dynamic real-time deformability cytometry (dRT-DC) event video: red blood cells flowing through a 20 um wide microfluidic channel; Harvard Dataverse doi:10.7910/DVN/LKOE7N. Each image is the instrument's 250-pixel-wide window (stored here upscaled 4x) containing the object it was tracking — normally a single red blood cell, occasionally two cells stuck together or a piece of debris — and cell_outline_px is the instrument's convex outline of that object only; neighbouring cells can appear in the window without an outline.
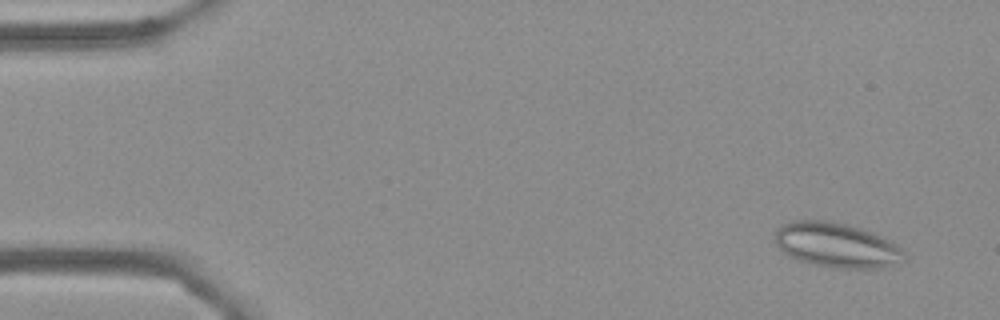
{"species": "Egyptian fruit bat (a non-hibernating species)", "species_latin": "Rousettus aegyptiacus", "temperature_condition": "cold", "stored_images_in_passage": 56, "camera_frame_rate_fps": 3000, "um_per_image_px": 0.085, "frame": {"image": 1, "passage_image": 4, "time_ms": 1.0, "image_size_px": [1000, 320], "cell_outline_px": [[904, 256], [880, 268], [836, 268], [816, 264], [800, 260], [788, 256], [776, 244], [776, 228], [784, 224], [796, 220], [832, 220], [848, 224], [872, 232], [880, 236], [900, 248], [904, 252]], "centroid_in_image_um": [71.03, 20.8], "position_along_channel_um": 14.0, "area_um2": 32.95}}
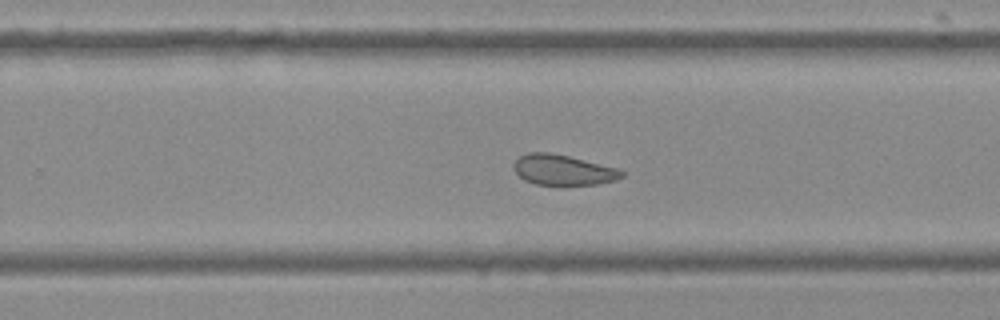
{"frame": {"image": 2, "passage_image": 36, "time_ms": 11.667, "image_size_px": [1000, 320], "cell_outline_px": [[624, 176], [616, 180], [596, 184], [564, 188], [536, 184], [524, 180], [512, 168], [512, 164], [520, 156], [528, 152], [548, 152], [568, 156], [616, 168], [624, 172]], "centroid_in_image_um": [47.83, 14.49], "position_along_channel_um": 282.0, "area_um2": 19.71}}
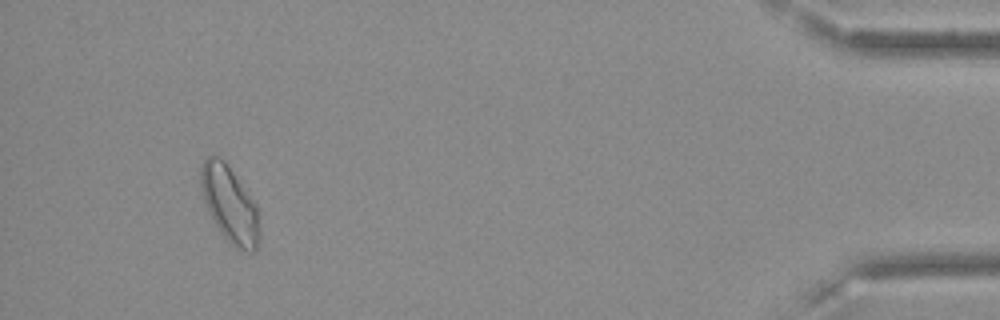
{"frame": {"image": 3, "passage_image": 53, "time_ms": 17.333, "image_size_px": [1000, 320], "cell_outline_px": [[260, 236], [256, 252], [252, 252], [236, 248], [220, 232], [212, 220], [208, 212], [204, 200], [200, 184], [200, 168], [204, 156], [220, 156], [224, 160], [256, 204], [260, 228]], "centroid_in_image_um": [19.51, 17.36], "position_along_channel_um": 415.7, "area_um2": 26.18}, "authors_computed_cell_mechanics": {"area_um2": 22.4842, "velocity_mm_per_s": 3.5693, "shape_relaxation_time_tau1_ms": null, "shape_relaxation_time_tau2_ms": 1.9018, "deformation_change_tau1": null, "deformation_change_tau2": 0.073}}